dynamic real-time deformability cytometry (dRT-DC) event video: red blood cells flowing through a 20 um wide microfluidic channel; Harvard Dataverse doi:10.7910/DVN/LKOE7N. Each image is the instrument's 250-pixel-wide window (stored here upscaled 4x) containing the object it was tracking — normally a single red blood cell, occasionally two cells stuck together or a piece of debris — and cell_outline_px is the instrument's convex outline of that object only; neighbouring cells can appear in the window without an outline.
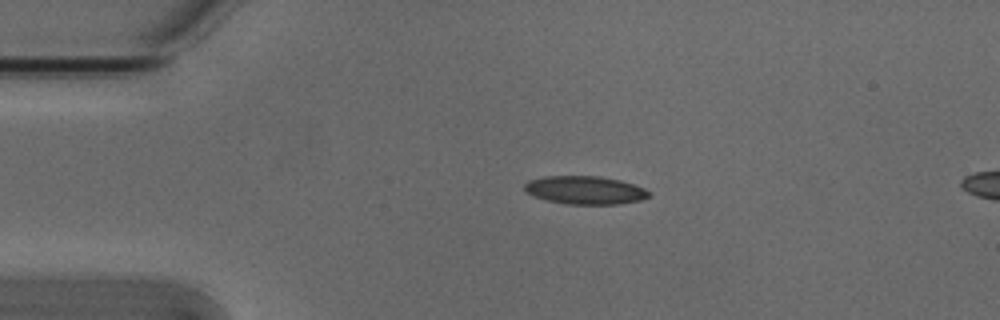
{"species": "Egyptian fruit bat (a non-hibernating species)", "species_latin": "Rousettus aegyptiacus", "temperature_condition": "cold", "stored_images_in_passage": 2, "camera_frame_rate_fps": 3000, "um_per_image_px": 0.085, "animal": {"sex": "male"}, "frame": {"image": 1, "passage_image": 1, "time_ms": 0.0, "image_size_px": [1000, 320], "cell_outline_px": [[652, 196], [640, 200], [616, 204], [568, 204], [548, 200], [536, 196], [528, 192], [524, 188], [524, 184], [528, 180], [544, 176], [600, 176], [620, 180], [644, 188]], "centroid_in_image_um": [49.74, 16.15], "position_along_channel_um": 35.3, "area_um2": 20.23}}